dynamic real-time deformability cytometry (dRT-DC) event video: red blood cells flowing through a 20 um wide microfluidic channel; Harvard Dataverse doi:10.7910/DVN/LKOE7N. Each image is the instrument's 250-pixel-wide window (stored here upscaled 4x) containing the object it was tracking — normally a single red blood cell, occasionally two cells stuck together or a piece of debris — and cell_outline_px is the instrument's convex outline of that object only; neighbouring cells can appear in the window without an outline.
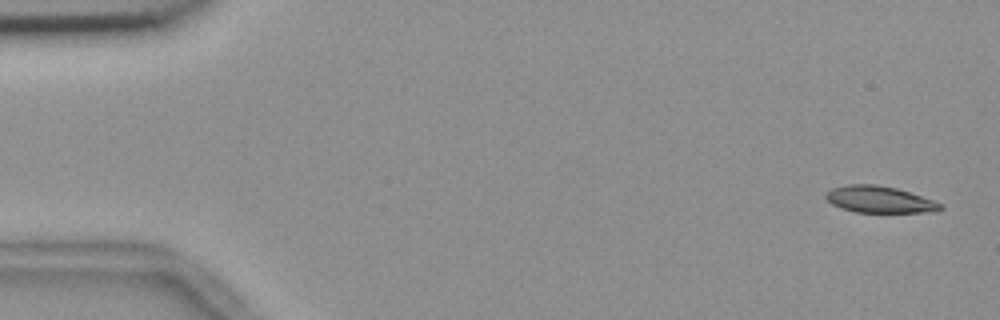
{"species": "common noctule bat (a hibernating species)", "species_latin": "Nyctalus noctula", "temperature_condition": "room temperature", "stored_images_in_passage": 54, "camera_frame_rate_fps": 3000, "um_per_image_px": 0.085, "animal": {"sex": "female", "body_mass_g": 18.4}, "frame": {"image": 1, "passage_image": 1, "time_ms": 0.0, "image_size_px": [1000, 320], "cell_outline_px": [[944, 208], [936, 212], [856, 212], [840, 208], [832, 204], [824, 196], [832, 188], [848, 184], [876, 184], [896, 188], [944, 204]], "centroid_in_image_um": [74.76, 16.96], "position_along_channel_um": 10.2, "area_um2": 17.74}}
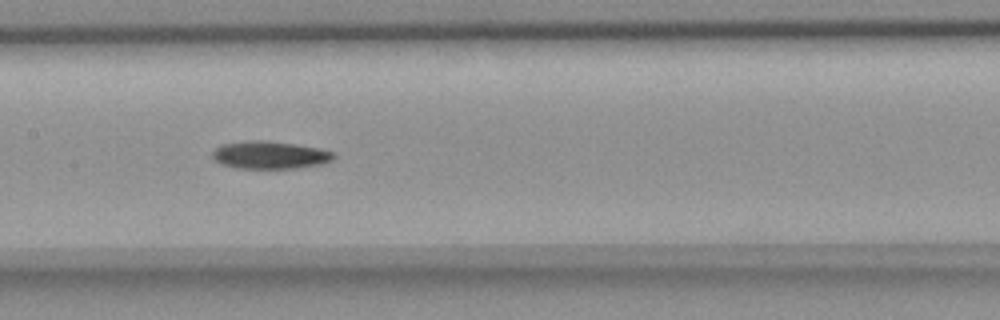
{"frame": {"image": 2, "passage_image": 26, "time_ms": 8.333, "image_size_px": [1000, 320], "cell_outline_px": [[336, 156], [332, 160], [324, 164], [292, 168], [236, 168], [220, 164], [212, 160], [212, 152], [220, 144], [252, 140], [268, 140], [296, 144], [320, 148], [336, 152]], "centroid_in_image_um": [22.95, 13.17], "position_along_channel_um": 184.5, "area_um2": 19.88}}
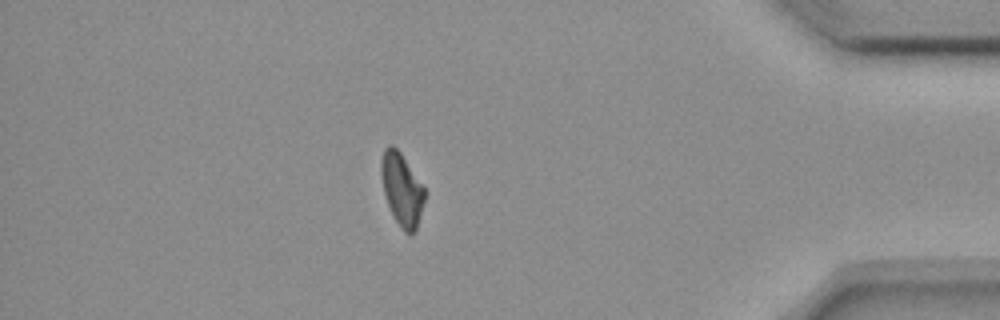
{"frame": {"image": 3, "passage_image": 47, "time_ms": 15.333, "image_size_px": [1000, 320], "cell_outline_px": [[424, 200], [416, 232], [404, 232], [396, 220], [388, 204], [384, 192], [380, 172], [380, 164], [384, 148], [388, 144], [392, 144], [400, 152], [424, 188]], "centroid_in_image_um": [34.13, 16.07], "position_along_channel_um": 401.1, "area_um2": 17.98}, "authors_computed_cell_mechanics": {"area_um2": 19.3052, "velocity_mm_per_s": 3.67, "shape_relaxation_time_tau1_ms": 8.5832, "shape_relaxation_time_tau2_ms": null, "deformation_change_tau1": 0.1801, "deformation_change_tau2": null}}